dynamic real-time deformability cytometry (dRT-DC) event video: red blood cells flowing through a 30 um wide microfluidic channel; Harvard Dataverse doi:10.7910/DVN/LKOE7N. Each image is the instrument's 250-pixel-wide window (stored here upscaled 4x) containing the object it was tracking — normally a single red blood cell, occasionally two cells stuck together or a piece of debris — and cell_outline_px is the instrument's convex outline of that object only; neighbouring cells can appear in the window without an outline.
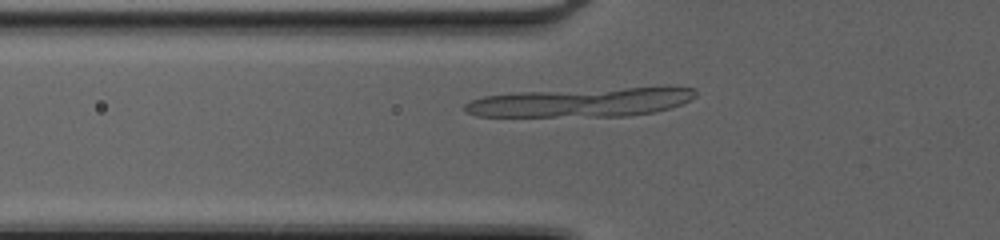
{"species": "common noctule bat (a hibernating species)", "species_latin": "Nyctalus noctula", "temperature_condition": "cold", "stored_images_in_passage": 39, "camera_frame_rate_fps": 3000, "um_per_image_px": 0.085, "animal": {"sex": "female", "body_mass_g": 20.0, "forearm_length_mm": 54.0}, "frame": {"image": 1, "passage_image": 8, "time_ms": 2.333, "image_size_px": [1000, 240], "cell_outline_px": [[696, 96], [692, 100], [668, 108], [652, 112], [628, 116], [476, 116], [468, 112], [464, 108], [464, 104], [472, 100], [484, 96], [520, 92], [628, 88], [696, 88]], "centroid_in_image_um": [49.36, 8.71], "position_along_channel_um": 76.4, "area_um2": 38.21}}
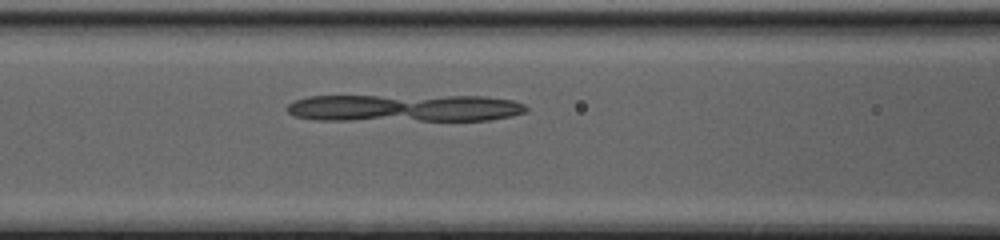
{"frame": {"image": 2, "passage_image": 12, "time_ms": 3.667, "image_size_px": [1000, 240], "cell_outline_px": [[528, 112], [512, 116], [488, 120], [316, 120], [292, 116], [284, 108], [288, 104], [296, 100], [308, 96], [484, 96], [512, 100], [524, 104], [528, 108]], "centroid_in_image_um": [34.37, 9.18], "position_along_channel_um": 132.2, "area_um2": 38.44}}